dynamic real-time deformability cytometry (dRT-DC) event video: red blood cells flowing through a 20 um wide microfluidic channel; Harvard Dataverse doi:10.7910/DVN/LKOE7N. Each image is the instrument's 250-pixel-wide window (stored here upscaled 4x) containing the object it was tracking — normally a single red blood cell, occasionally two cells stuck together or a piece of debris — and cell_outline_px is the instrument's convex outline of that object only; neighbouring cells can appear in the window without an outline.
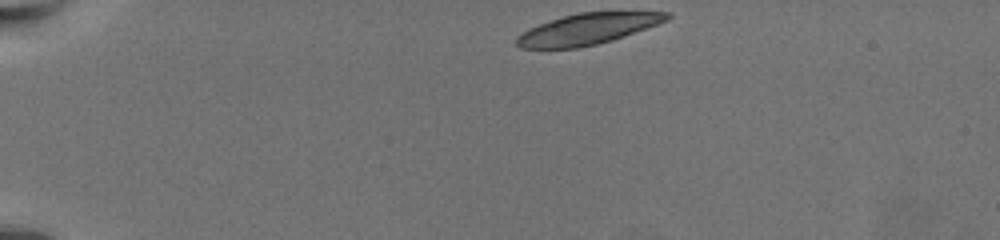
{"species": "common noctule bat (a hibernating species)", "species_latin": "Nyctalus noctula", "temperature_condition": "warm", "stored_images_in_passage": 12, "camera_frame_rate_fps": 3000, "um_per_image_px": 0.085, "animal": {"sex": "female", "body_mass_g": 19.5, "forearm_length_mm": 54.1}, "frame": {"image": 1, "passage_image": 1, "time_ms": 0.0, "image_size_px": [1000, 240], "cell_outline_px": [[672, 16], [668, 20], [624, 36], [612, 40], [596, 44], [576, 48], [520, 48], [516, 44], [516, 36], [528, 28], [564, 16], [580, 12], [672, 12]], "centroid_in_image_um": [49.94, 2.46], "position_along_channel_um": 35.1, "area_um2": 26.88}}